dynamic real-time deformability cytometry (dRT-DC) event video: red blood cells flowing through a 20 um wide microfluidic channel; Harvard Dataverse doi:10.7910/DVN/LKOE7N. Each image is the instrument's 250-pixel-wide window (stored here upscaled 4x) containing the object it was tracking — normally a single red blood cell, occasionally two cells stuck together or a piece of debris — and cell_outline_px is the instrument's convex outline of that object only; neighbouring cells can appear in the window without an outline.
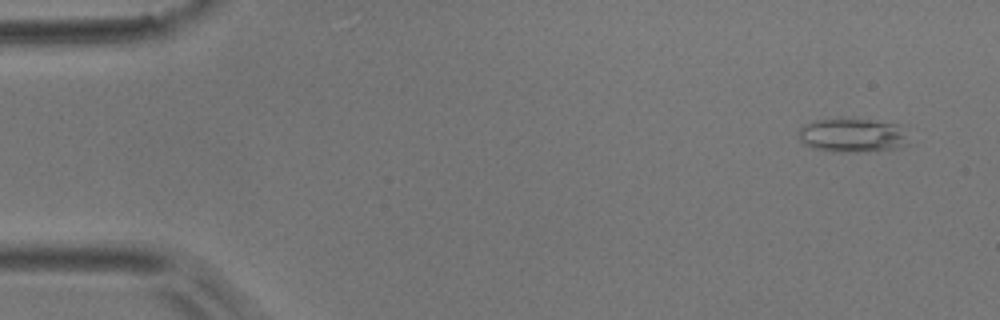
{"species": "common noctule bat (a hibernating species)", "species_latin": "Nyctalus noctula", "temperature_condition": "room temperature", "stored_images_in_passage": 51, "camera_frame_rate_fps": 3000, "um_per_image_px": 0.085, "animal": {"sex": "male", "body_mass_g": 17.9}, "frame": {"image": 1, "passage_image": 3, "time_ms": 0.667, "image_size_px": [1000, 320], "cell_outline_px": [[912, 144], [900, 148], [876, 152], [840, 152], [812, 148], [804, 144], [800, 140], [800, 128], [804, 124], [816, 120], [840, 116], [872, 120], [900, 124]], "centroid_in_image_um": [72.53, 11.49], "position_along_channel_um": 12.5, "area_um2": 22.83}}
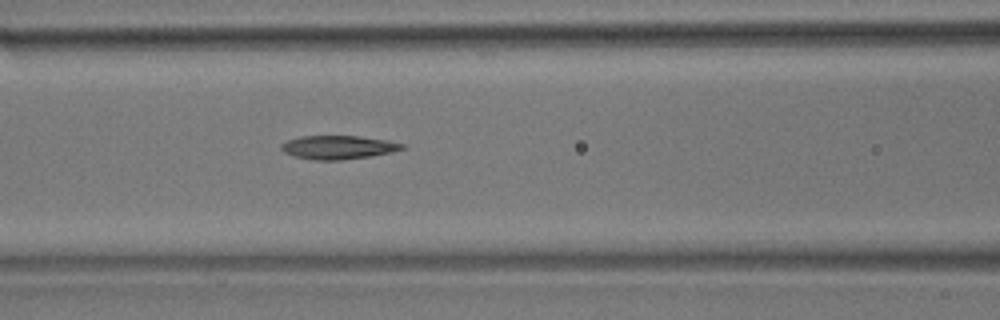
{"frame": {"image": 2, "passage_image": 21, "time_ms": 6.667, "image_size_px": [1000, 320], "cell_outline_px": [[404, 148], [392, 152], [372, 156], [340, 160], [312, 160], [296, 156], [284, 152], [280, 148], [280, 144], [288, 140], [300, 136], [360, 136], [388, 140], [404, 144]], "centroid_in_image_um": [28.75, 12.52], "position_along_channel_um": 137.9, "area_um2": 16.65}}
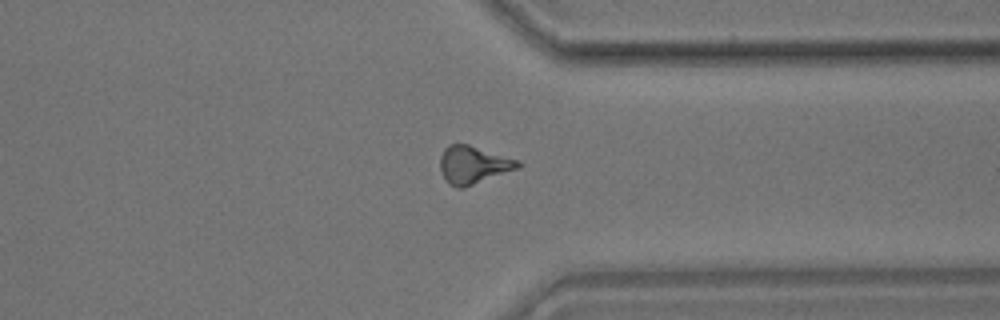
{"frame": {"image": 3, "passage_image": 39, "time_ms": 12.667, "image_size_px": [1000, 320], "cell_outline_px": [[524, 164], [520, 168], [464, 188], [456, 188], [448, 184], [444, 180], [440, 172], [440, 156], [444, 148], [448, 144], [468, 144], [520, 160]], "centroid_in_image_um": [40.24, 14.02], "position_along_channel_um": 371.2, "area_um2": 17.57}, "authors_computed_cell_mechanics": {"area_um2": 16.8198, "velocity_mm_per_s": 3.9167, "shape_relaxation_time_tau1_ms": 6.8706, "shape_relaxation_time_tau2_ms": 3.5474, "deformation_change_tau1": 0.1717, "deformation_change_tau2": 0.1314}}